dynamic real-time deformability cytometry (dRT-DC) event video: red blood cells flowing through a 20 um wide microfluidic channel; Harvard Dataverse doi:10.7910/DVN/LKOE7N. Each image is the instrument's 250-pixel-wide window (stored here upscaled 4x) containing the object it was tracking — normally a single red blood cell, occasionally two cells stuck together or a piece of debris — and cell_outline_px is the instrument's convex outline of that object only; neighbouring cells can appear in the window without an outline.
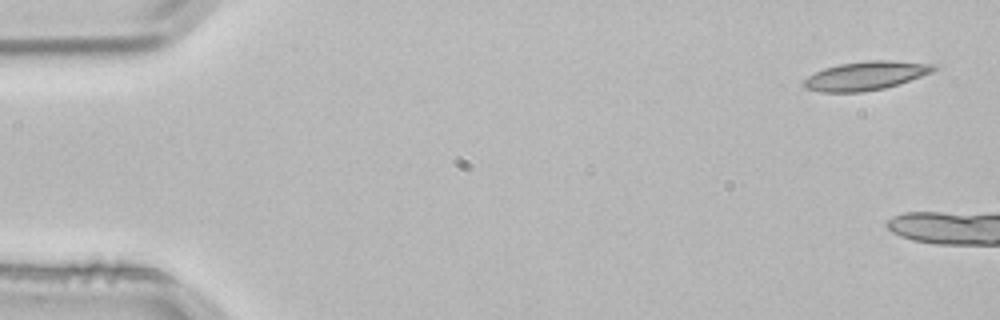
{"species": "common noctule bat (a hibernating species)", "species_latin": "Nyctalus noctula", "temperature_condition": "room temperature", "stored_images_in_passage": 3, "camera_frame_rate_fps": 3000, "um_per_image_px": 0.085, "animal": {"sex": "male", "body_mass_g": 21.5, "forearm_length_mm": 52.0}, "frame": {"image": 1, "passage_image": 1, "time_ms": 0.0, "image_size_px": [1000, 320], "cell_outline_px": [[940, 68], [932, 72], [884, 88], [860, 92], [820, 92], [804, 88], [800, 84], [808, 76], [824, 68], [840, 64], [868, 60], [892, 60], [940, 64]], "centroid_in_image_um": [73.6, 6.42], "position_along_channel_um": 11.4, "area_um2": 21.85}}